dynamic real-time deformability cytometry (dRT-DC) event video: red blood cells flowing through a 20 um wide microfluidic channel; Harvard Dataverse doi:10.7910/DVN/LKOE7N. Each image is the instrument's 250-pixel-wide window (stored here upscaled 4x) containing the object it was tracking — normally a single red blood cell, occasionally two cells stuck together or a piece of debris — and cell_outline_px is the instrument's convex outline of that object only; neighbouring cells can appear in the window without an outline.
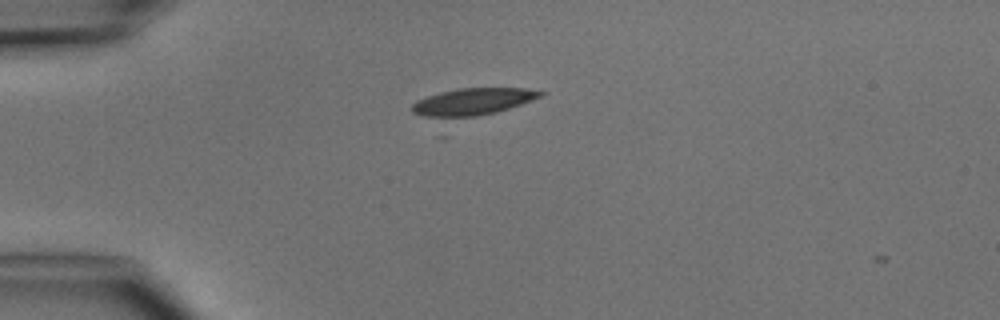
{"species": "common noctule bat (a hibernating species)", "species_latin": "Nyctalus noctula", "temperature_condition": "cold", "stored_images_in_passage": 3, "camera_frame_rate_fps": 3000, "um_per_image_px": 0.085, "animal": {"sex": "male", "body_mass_g": 15.6}, "frame": {"image": 1, "passage_image": 3, "time_ms": 3.0, "image_size_px": [1000, 320], "cell_outline_px": [[544, 92], [540, 96], [520, 104], [496, 112], [476, 116], [448, 120], [436, 120], [412, 112], [408, 108], [416, 100], [440, 92], [456, 88], [524, 88]], "centroid_in_image_um": [40.02, 8.68], "position_along_channel_um": 45.0, "area_um2": 20.63}}